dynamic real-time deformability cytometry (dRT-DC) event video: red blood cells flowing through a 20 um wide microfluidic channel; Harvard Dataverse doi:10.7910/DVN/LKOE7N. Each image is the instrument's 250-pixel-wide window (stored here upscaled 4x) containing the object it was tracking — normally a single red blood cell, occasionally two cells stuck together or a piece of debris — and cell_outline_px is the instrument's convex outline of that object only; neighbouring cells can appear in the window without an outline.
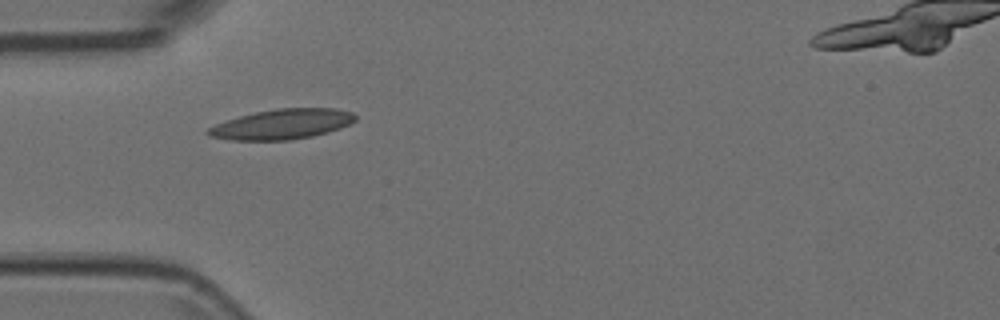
{"species": "Egyptian fruit bat (a non-hibernating species)", "species_latin": "Rousettus aegyptiacus", "temperature_condition": "room temperature", "stored_images_in_passage": 39, "segment_of_instrument_passage": [1, 2], "camera_frame_rate_fps": 3000, "um_per_image_px": 0.085, "animal": {"sex": "female"}, "frame": {"image": 1, "passage_image": 1, "time_ms": 0.0, "image_size_px": [1000, 320], "cell_outline_px": [[356, 120], [340, 128], [328, 132], [312, 136], [292, 140], [228, 140], [208, 136], [204, 132], [208, 128], [216, 124], [240, 116], [256, 112], [276, 108], [336, 108], [352, 112], [356, 116]], "centroid_in_image_um": [23.97, 10.56], "position_along_channel_um": 61.0, "area_um2": 25.84}}
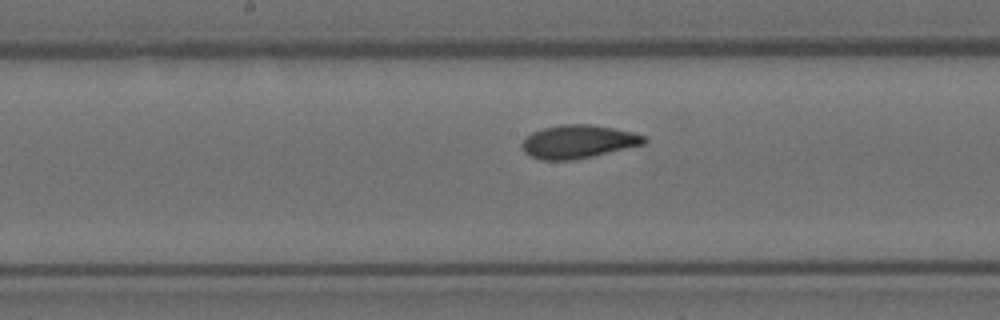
{"frame": {"image": 2, "passage_image": 12, "time_ms": 3.667, "image_size_px": [1000, 320], "cell_outline_px": [[648, 140], [644, 144], [592, 156], [572, 160], [540, 160], [524, 152], [520, 144], [532, 132], [540, 128], [560, 124], [588, 124], [612, 128], [632, 132], [644, 136]], "centroid_in_image_um": [49.11, 12.03], "position_along_channel_um": 199.1, "area_um2": 23.58}}
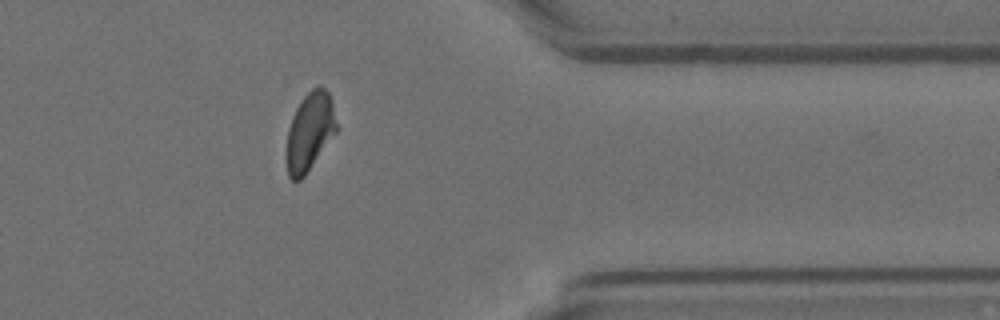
{"frame": {"image": 3, "passage_image": 28, "time_ms": 9.0, "image_size_px": [1000, 320], "cell_outline_px": [[336, 132], [304, 176], [300, 180], [292, 180], [288, 176], [284, 160], [284, 152], [288, 128], [292, 116], [300, 100], [316, 84], [320, 84], [328, 92], [332, 100], [336, 124]], "centroid_in_image_um": [26.27, 11.19], "position_along_channel_um": 385.1, "area_um2": 23.18}}